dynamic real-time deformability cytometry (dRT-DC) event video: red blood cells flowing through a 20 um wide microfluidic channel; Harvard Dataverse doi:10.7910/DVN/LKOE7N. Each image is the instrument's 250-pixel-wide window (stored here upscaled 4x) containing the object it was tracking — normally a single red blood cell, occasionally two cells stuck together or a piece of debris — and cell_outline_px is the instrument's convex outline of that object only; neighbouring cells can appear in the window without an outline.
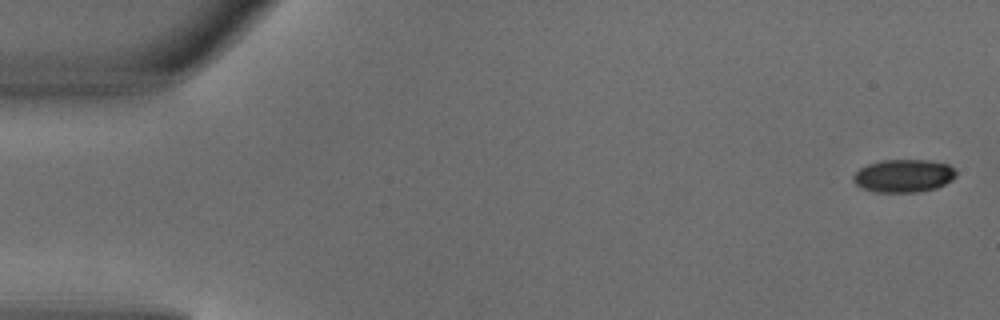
{"species": "common noctule bat (a hibernating species)", "species_latin": "Nyctalus noctula", "temperature_condition": "warm", "stored_images_in_passage": 5, "camera_frame_rate_fps": 3000, "um_per_image_px": 0.085, "animal": {"sex": "male", "body_mass_g": 18.8}, "frame": {"image": 1, "passage_image": 1, "time_ms": 0.0, "image_size_px": [1000, 320], "cell_outline_px": [[956, 176], [952, 180], [936, 188], [916, 192], [876, 192], [864, 188], [856, 184], [852, 180], [852, 176], [860, 168], [868, 164], [884, 160], [928, 160], [948, 164], [956, 172]], "centroid_in_image_um": [76.8, 14.94], "position_along_channel_um": 8.2, "area_um2": 19.59}}
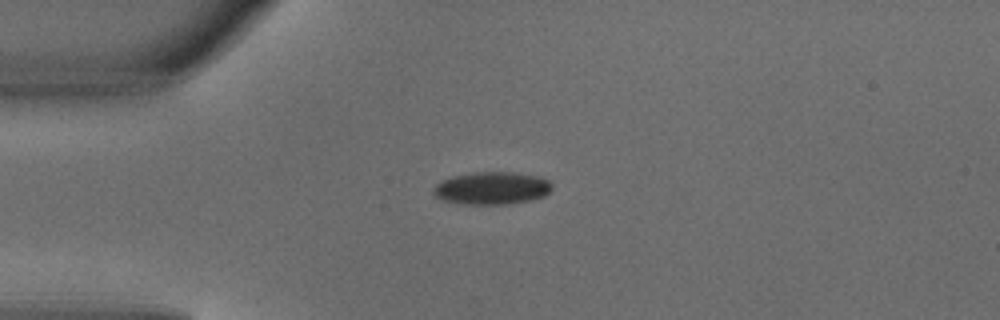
{"frame": {"image": 2, "passage_image": 4, "time_ms": 1.0, "image_size_px": [1000, 320], "cell_outline_px": [[552, 188], [544, 196], [532, 200], [508, 204], [464, 204], [444, 200], [436, 196], [432, 192], [432, 188], [440, 180], [452, 176], [476, 172], [512, 172], [540, 176], [548, 180], [552, 184]], "centroid_in_image_um": [41.81, 15.99], "position_along_channel_um": 43.2, "area_um2": 22.66}}
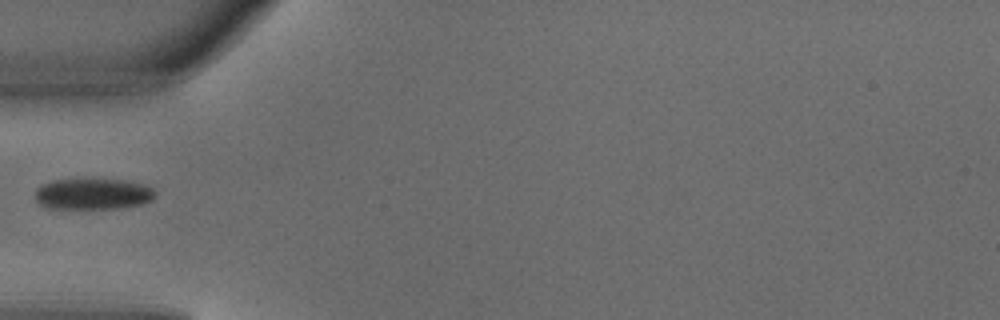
{"frame": {"image": 3, "passage_image": 5, "time_ms": 1.333, "image_size_px": [1000, 320], "cell_outline_px": [[156, 192], [152, 200], [144, 204], [120, 208], [48, 208], [40, 204], [36, 200], [36, 188], [40, 184], [52, 180], [124, 180], [148, 184]], "centroid_in_image_um": [7.93, 16.49], "position_along_channel_um": 77.1, "area_um2": 21.79}}